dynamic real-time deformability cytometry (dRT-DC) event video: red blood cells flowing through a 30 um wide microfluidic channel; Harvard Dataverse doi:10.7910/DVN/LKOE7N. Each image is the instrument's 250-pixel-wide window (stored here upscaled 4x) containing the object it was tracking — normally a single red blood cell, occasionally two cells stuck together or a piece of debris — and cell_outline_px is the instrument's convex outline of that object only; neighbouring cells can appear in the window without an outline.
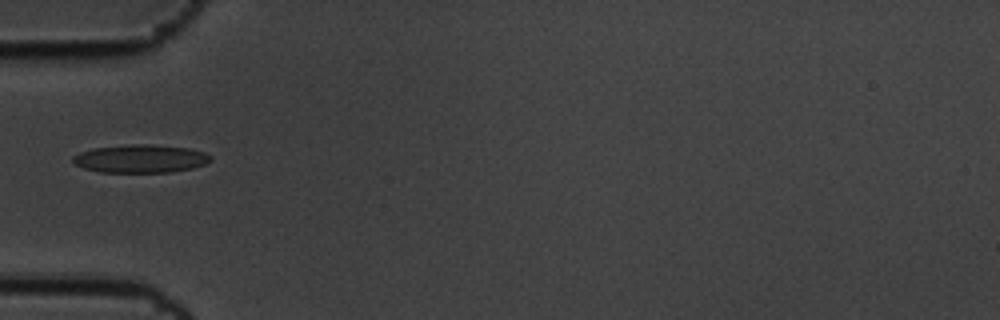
{"species": "common noctule bat (a hibernating species)", "species_latin": "Nyctalus noctula", "temperature_condition": "cold", "stored_images_in_passage": 2, "camera_frame_rate_fps": 3000, "um_per_image_px": 0.085, "animal": {"sex": "male", "body_mass_g": 19.5, "forearm_length_mm": 54.6}, "frame": {"image": 1, "passage_image": 1, "time_ms": 0.0, "image_size_px": [1000, 320], "cell_outline_px": [[212, 160], [204, 164], [192, 168], [172, 172], [100, 172], [84, 168], [76, 164], [72, 160], [72, 156], [80, 152], [92, 148], [132, 144], [148, 144], [188, 148], [204, 152], [212, 156]], "centroid_in_image_um": [11.95, 13.48], "position_along_channel_um": 73.1, "area_um2": 22.54}}
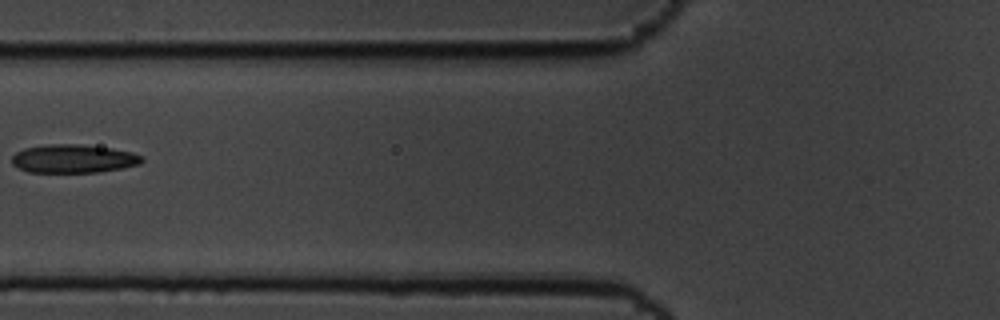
{"frame": {"image": 2, "passage_image": 2, "time_ms": 0.333, "image_size_px": [1000, 320], "cell_outline_px": [[144, 160], [140, 164], [124, 168], [100, 172], [28, 172], [12, 164], [12, 156], [16, 152], [24, 148], [48, 144], [80, 144], [112, 148], [132, 152], [144, 156]], "centroid_in_image_um": [6.28, 13.48], "position_along_channel_um": 119.5, "area_um2": 21.73}}